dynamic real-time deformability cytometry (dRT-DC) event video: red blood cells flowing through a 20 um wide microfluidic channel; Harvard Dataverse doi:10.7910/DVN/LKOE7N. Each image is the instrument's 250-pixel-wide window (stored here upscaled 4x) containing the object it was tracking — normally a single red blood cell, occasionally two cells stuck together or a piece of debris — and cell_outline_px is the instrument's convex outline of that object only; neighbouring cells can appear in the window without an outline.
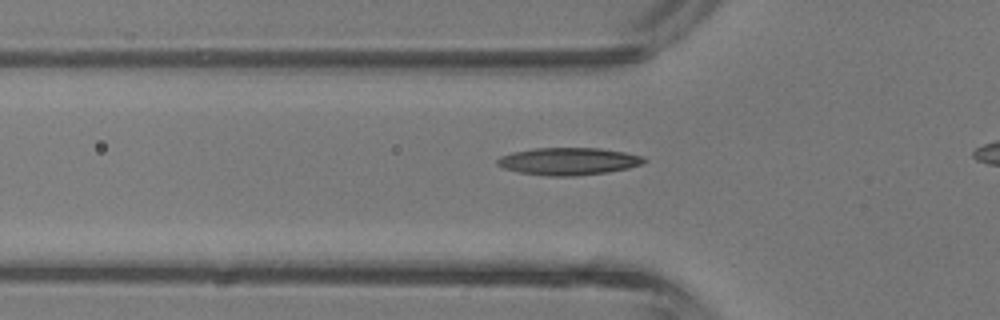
{"species": "common noctule bat (a hibernating species)", "species_latin": "Nyctalus noctula", "temperature_condition": "room temperature", "stored_images_in_passage": 30, "camera_frame_rate_fps": 3000, "um_per_image_px": 0.085, "animal": {"sex": "male", "body_mass_g": 13.3}, "frame": {"image": 1, "passage_image": 9, "time_ms": 2.667, "image_size_px": [1000, 320], "cell_outline_px": [[648, 160], [640, 164], [628, 168], [608, 172], [572, 176], [548, 176], [520, 172], [504, 168], [496, 164], [496, 160], [500, 156], [512, 152], [532, 148], [600, 148], [624, 152], [644, 156]], "centroid_in_image_um": [48.31, 13.7], "position_along_channel_um": 77.5, "area_um2": 23.41}}
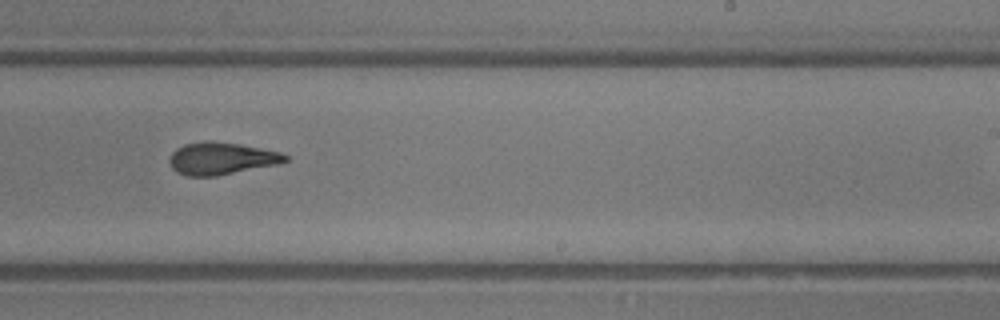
{"frame": {"image": 2, "passage_image": 21, "time_ms": 6.667, "image_size_px": [1000, 320], "cell_outline_px": [[288, 160], [276, 164], [216, 176], [188, 176], [176, 172], [172, 168], [168, 160], [172, 152], [176, 148], [184, 144], [204, 140], [212, 140], [240, 144], [280, 152], [288, 156]], "centroid_in_image_um": [18.76, 13.45], "position_along_channel_um": 270.2, "area_um2": 21.79}}
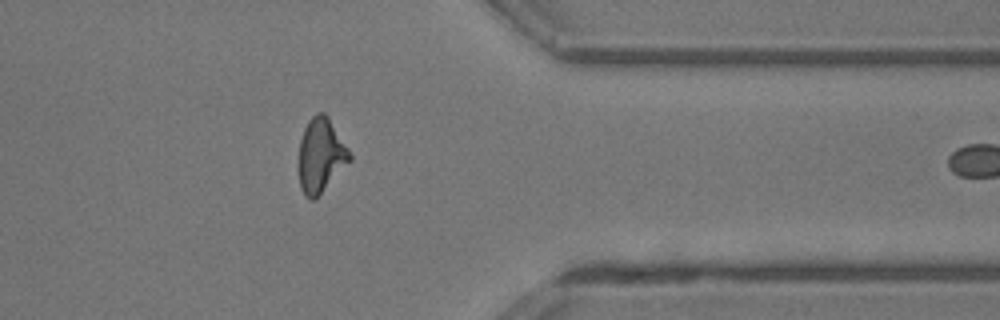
{"frame": {"image": 3, "passage_image": 29, "time_ms": 9.333, "image_size_px": [1000, 320], "cell_outline_px": [[352, 160], [312, 200], [304, 196], [300, 188], [300, 140], [304, 128], [308, 120], [316, 112], [324, 112], [328, 116], [348, 148], [352, 156]], "centroid_in_image_um": [27.28, 13.16], "position_along_channel_um": 384.1, "area_um2": 21.62}}